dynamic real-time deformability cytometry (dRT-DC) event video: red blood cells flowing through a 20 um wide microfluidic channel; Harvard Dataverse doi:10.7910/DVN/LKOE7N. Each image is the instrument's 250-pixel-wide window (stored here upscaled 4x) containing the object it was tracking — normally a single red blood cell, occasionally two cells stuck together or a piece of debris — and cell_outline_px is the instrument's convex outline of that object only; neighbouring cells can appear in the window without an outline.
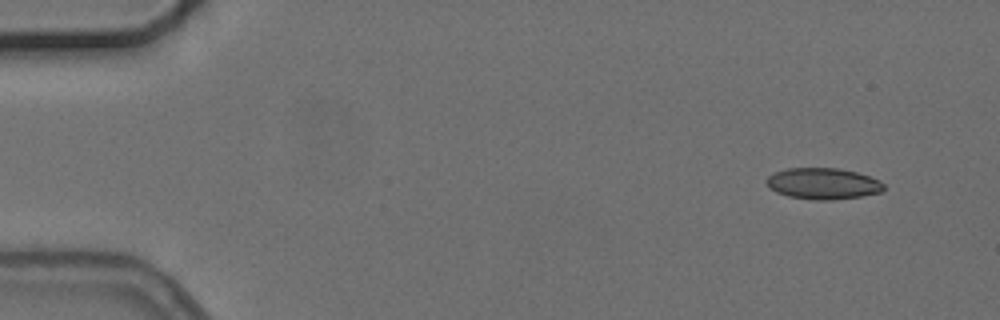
{"species": "common noctule bat (a hibernating species)", "species_latin": "Nyctalus noctula", "temperature_condition": "cold", "stored_images_in_passage": 4, "camera_frame_rate_fps": 3000, "um_per_image_px": 0.085, "animal": {"sex": "female", "body_mass_g": 24.6, "forearm_length_mm": 56.2}, "frame": {"image": 1, "passage_image": 1, "time_ms": 0.0, "image_size_px": [1000, 320], "cell_outline_px": [[884, 188], [880, 192], [860, 196], [832, 200], [812, 200], [788, 196], [776, 192], [768, 188], [764, 180], [768, 176], [776, 172], [788, 168], [840, 168], [856, 172], [880, 180], [884, 184]], "centroid_in_image_um": [69.92, 15.61], "position_along_channel_um": 15.1, "area_um2": 21.44}}
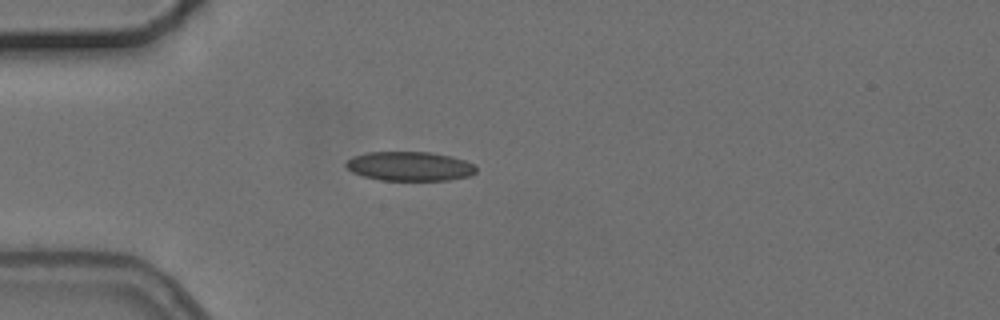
{"frame": {"image": 2, "passage_image": 4, "time_ms": 3.667, "image_size_px": [1000, 320], "cell_outline_px": [[476, 172], [472, 176], [448, 180], [380, 180], [364, 176], [352, 172], [344, 164], [352, 156], [368, 152], [428, 152], [448, 156], [464, 160], [472, 164], [476, 168]], "centroid_in_image_um": [34.81, 14.13], "position_along_channel_um": 50.2, "area_um2": 22.08}}